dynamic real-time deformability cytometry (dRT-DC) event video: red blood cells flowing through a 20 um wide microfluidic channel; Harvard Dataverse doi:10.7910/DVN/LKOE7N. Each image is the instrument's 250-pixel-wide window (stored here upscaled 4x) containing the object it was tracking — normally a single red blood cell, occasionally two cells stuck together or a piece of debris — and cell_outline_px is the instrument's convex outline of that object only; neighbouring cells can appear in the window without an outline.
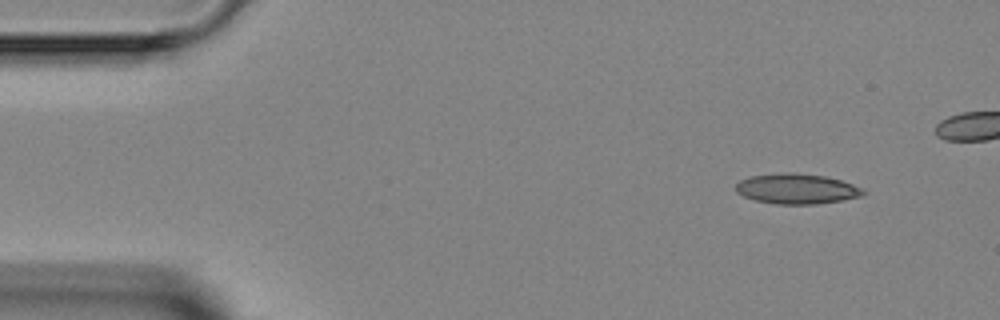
{"species": "Egyptian fruit bat (a non-hibernating species)", "species_latin": "Rousettus aegyptiacus", "temperature_condition": "room temperature", "stored_images_in_passage": 5, "camera_frame_rate_fps": 3000, "um_per_image_px": 0.085, "animal": {"sex": "female"}, "frame": {"image": 1, "passage_image": 2, "time_ms": 1.333, "image_size_px": [1000, 320], "cell_outline_px": [[868, 192], [864, 196], [816, 204], [776, 204], [756, 200], [744, 196], [736, 192], [736, 184], [740, 180], [748, 176], [784, 172], [796, 172], [824, 176], [840, 180], [864, 188]], "centroid_in_image_um": [67.74, 16.04], "position_along_channel_um": 17.3, "area_um2": 22.6}}